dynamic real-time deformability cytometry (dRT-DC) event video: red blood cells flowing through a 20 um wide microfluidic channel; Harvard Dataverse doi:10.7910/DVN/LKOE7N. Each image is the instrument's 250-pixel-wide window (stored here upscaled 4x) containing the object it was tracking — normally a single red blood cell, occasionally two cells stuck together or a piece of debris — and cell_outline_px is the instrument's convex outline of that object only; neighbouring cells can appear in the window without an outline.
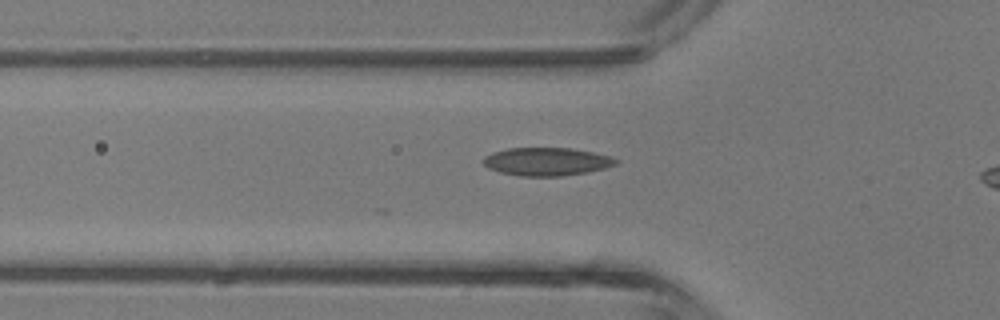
{"species": "common noctule bat (a hibernating species)", "species_latin": "Nyctalus noctula", "temperature_condition": "room temperature", "stored_images_in_passage": 35, "camera_frame_rate_fps": 3000, "um_per_image_px": 0.085, "animal": {"sex": "male", "body_mass_g": 13.3}, "frame": {"image": 1, "passage_image": 13, "time_ms": 4.0, "image_size_px": [1000, 320], "cell_outline_px": [[620, 160], [616, 164], [604, 168], [588, 172], [560, 176], [520, 176], [500, 172], [488, 168], [480, 160], [484, 156], [492, 152], [508, 148], [572, 148], [612, 156]], "centroid_in_image_um": [46.45, 13.73], "position_along_channel_um": 79.3, "area_um2": 21.85}}
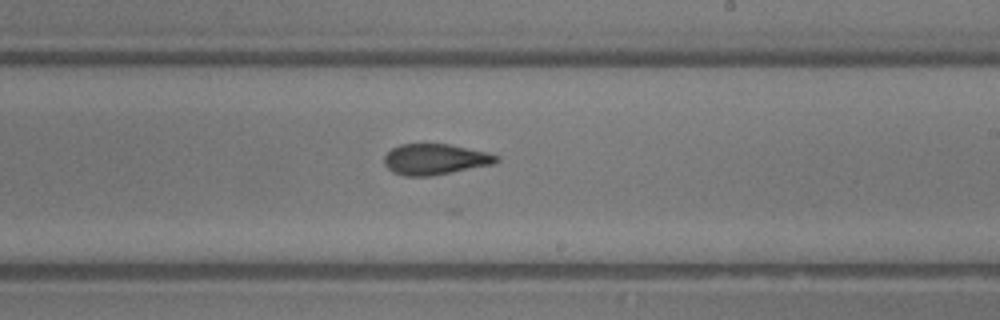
{"frame": {"image": 2, "passage_image": 24, "time_ms": 7.667, "image_size_px": [1000, 320], "cell_outline_px": [[500, 160], [496, 164], [432, 176], [404, 176], [392, 172], [384, 164], [384, 156], [392, 148], [400, 144], [448, 144], [488, 152], [500, 156]], "centroid_in_image_um": [37.02, 13.55], "position_along_channel_um": 252.0, "area_um2": 20.4}}
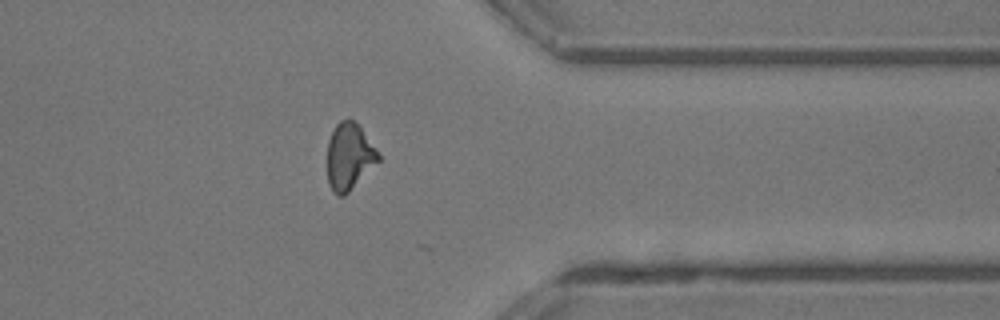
{"frame": {"image": 3, "passage_image": 33, "time_ms": 10.667, "image_size_px": [1000, 320], "cell_outline_px": [[380, 160], [344, 196], [340, 196], [332, 192], [328, 184], [328, 140], [336, 124], [340, 120], [348, 116], [360, 128], [376, 148], [380, 156]], "centroid_in_image_um": [29.67, 13.3], "position_along_channel_um": 381.7, "area_um2": 19.71}}